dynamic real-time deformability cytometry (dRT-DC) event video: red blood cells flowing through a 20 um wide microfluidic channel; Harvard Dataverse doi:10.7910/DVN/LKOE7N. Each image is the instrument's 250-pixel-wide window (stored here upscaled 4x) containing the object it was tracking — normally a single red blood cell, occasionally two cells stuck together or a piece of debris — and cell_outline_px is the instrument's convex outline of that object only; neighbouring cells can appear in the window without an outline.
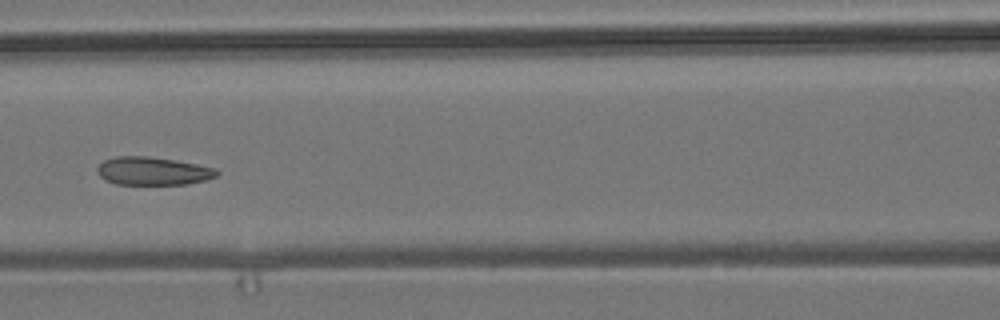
{"species": "common noctule bat (a hibernating species)", "species_latin": "Nyctalus noctula", "temperature_condition": "room temperature", "stored_images_in_passage": 5, "camera_frame_rate_fps": 3000, "um_per_image_px": 0.085, "animal": {"sex": "male", "body_mass_g": 19.2, "forearm_length_mm": 51.8}, "frame": {"image": 1, "passage_image": 5, "time_ms": 4.667, "image_size_px": [1000, 320], "cell_outline_px": [[220, 172], [216, 176], [204, 180], [188, 184], [116, 184], [104, 180], [96, 172], [96, 168], [104, 160], [116, 156], [144, 156], [172, 160], [196, 164], [216, 168]], "centroid_in_image_um": [12.96, 14.54], "position_along_channel_um": 153.6, "area_um2": 19.48}}